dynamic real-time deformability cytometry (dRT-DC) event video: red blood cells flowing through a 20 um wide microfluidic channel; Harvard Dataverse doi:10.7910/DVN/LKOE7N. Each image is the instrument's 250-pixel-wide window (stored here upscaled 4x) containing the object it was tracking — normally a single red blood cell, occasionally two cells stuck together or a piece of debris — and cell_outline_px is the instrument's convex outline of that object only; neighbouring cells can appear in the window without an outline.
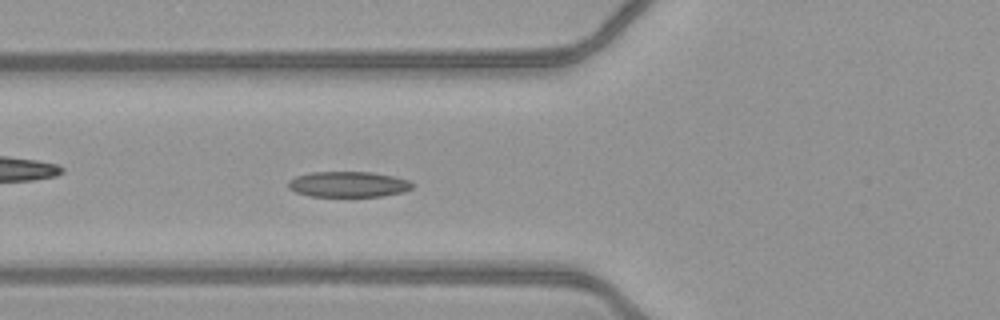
{"species": "common noctule bat (a hibernating species)", "species_latin": "Nyctalus noctula", "temperature_condition": "warm", "stored_images_in_passage": 32, "camera_frame_rate_fps": 3000, "um_per_image_px": 0.085, "animal": {"sex": "female", "body_mass_g": 21.9}, "frame": {"image": 1, "passage_image": 7, "time_ms": 2.0, "image_size_px": [1000, 320], "cell_outline_px": [[416, 184], [412, 188], [404, 192], [380, 196], [308, 196], [296, 192], [288, 188], [288, 180], [296, 176], [312, 172], [372, 172], [392, 176], [408, 180]], "centroid_in_image_um": [29.61, 15.66], "position_along_channel_um": 96.2, "area_um2": 18.55}}
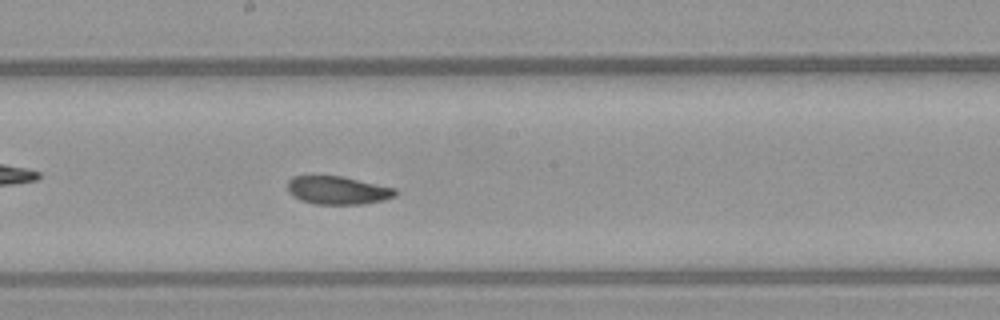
{"frame": {"image": 2, "passage_image": 16, "time_ms": 5.0, "image_size_px": [1000, 320], "cell_outline_px": [[396, 196], [384, 200], [360, 204], [316, 204], [300, 200], [292, 196], [288, 192], [288, 180], [292, 176], [340, 176], [396, 188]], "centroid_in_image_um": [28.68, 16.18], "position_along_channel_um": 219.5, "area_um2": 17.63}}
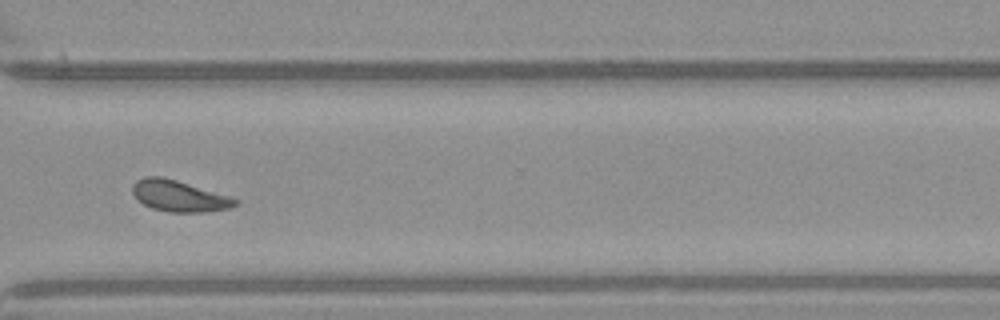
{"frame": {"image": 3, "passage_image": 26, "time_ms": 8.333, "image_size_px": [1000, 320], "cell_outline_px": [[240, 204], [228, 208], [208, 212], [168, 212], [152, 208], [136, 200], [132, 192], [132, 184], [136, 180], [144, 176], [160, 176], [176, 180], [228, 196], [240, 200]], "centroid_in_image_um": [15.19, 16.66], "position_along_channel_um": 355.4, "area_um2": 18.73}, "authors_computed_cell_mechanics": {"area_um2": 18.4093, "velocity_mm_per_s": 4.0826, "shape_relaxation_time_tau1_ms": 2.5059, "shape_relaxation_time_tau2_ms": 3.8148, "deformation_change_tau1": 0.106, "deformation_change_tau2": 0.1025}}